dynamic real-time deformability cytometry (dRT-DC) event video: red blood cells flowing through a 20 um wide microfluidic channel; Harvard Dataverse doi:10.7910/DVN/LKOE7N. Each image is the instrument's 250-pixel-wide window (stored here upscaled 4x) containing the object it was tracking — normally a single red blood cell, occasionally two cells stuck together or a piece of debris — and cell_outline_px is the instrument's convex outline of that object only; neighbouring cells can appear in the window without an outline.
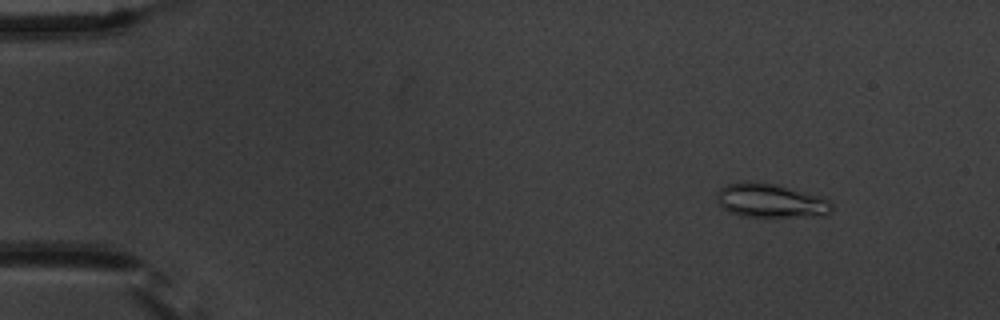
{"species": "common noctule bat (a hibernating species)", "species_latin": "Nyctalus noctula", "temperature_condition": "warm", "stored_images_in_passage": 55, "camera_frame_rate_fps": 3000, "um_per_image_px": 0.085, "animal": {"sex": "male", "body_mass_g": 20.1, "forearm_length_mm": 53.5}, "frame": {"image": 1, "passage_image": 6, "time_ms": 1.667, "image_size_px": [1000, 320], "cell_outline_px": [[832, 212], [824, 216], [740, 216], [728, 212], [716, 200], [716, 192], [720, 188], [728, 184], [776, 184], [804, 192], [828, 200], [832, 204]], "centroid_in_image_um": [65.51, 17.1], "position_along_channel_um": 19.5, "area_um2": 21.96}}
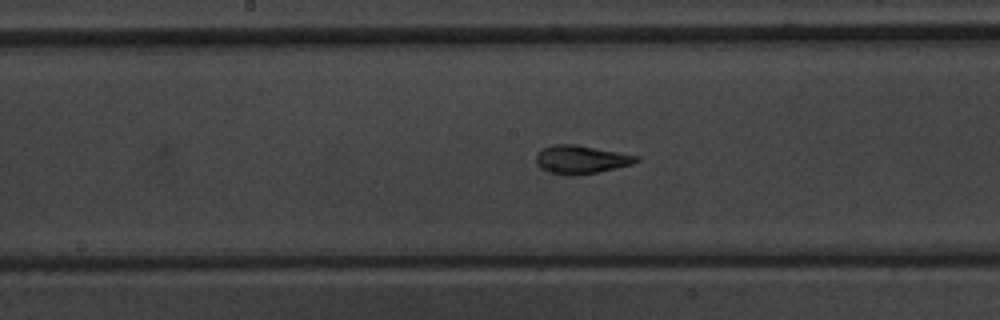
{"frame": {"image": 2, "passage_image": 29, "time_ms": 9.333, "image_size_px": [1000, 320], "cell_outline_px": [[640, 160], [632, 164], [616, 168], [596, 172], [548, 172], [540, 168], [536, 164], [536, 152], [552, 144], [576, 144], [640, 156]], "centroid_in_image_um": [49.4, 13.5], "position_along_channel_um": 198.8, "area_um2": 15.95}}
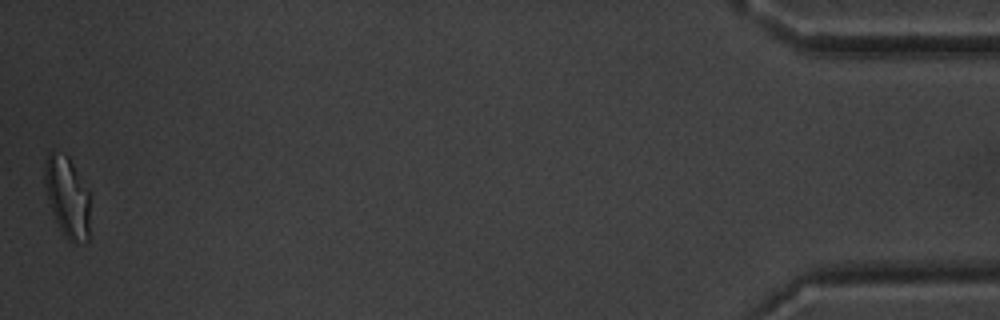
{"frame": {"image": 3, "passage_image": 55, "time_ms": 18.0, "image_size_px": [1000, 320], "cell_outline_px": [[88, 240], [84, 244], [72, 244], [64, 236], [52, 212], [44, 184], [44, 164], [48, 152], [52, 148], [68, 156], [88, 188]], "centroid_in_image_um": [5.7, 16.71], "position_along_channel_um": 429.5, "area_um2": 21.56}, "authors_computed_cell_mechanics": {"area_um2": 16.8776, "velocity_mm_per_s": 3.6711, "shape_relaxation_time_tau1_ms": null, "shape_relaxation_time_tau2_ms": 1.0023, "deformation_change_tau1": null, "deformation_change_tau2": 0.063}}